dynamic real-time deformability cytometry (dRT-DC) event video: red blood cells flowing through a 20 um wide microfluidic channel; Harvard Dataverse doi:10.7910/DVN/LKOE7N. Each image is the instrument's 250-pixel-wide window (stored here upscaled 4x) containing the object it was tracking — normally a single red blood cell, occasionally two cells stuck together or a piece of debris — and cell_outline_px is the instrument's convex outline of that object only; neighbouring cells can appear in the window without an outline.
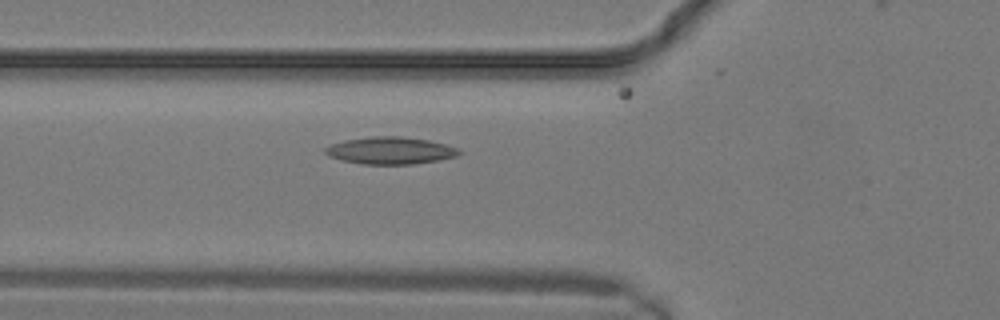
{"species": "common noctule bat (a hibernating species)", "species_latin": "Nyctalus noctula", "temperature_condition": "warm", "stored_images_in_passage": 9, "camera_frame_rate_fps": 3000, "um_per_image_px": 0.085, "animal": {"sex": "male", "body_mass_g": 19.2, "forearm_length_mm": 51.8}, "frame": {"image": 1, "passage_image": 3, "time_ms": 0.667, "image_size_px": [1000, 320], "cell_outline_px": [[460, 152], [456, 156], [436, 160], [412, 164], [360, 164], [340, 160], [328, 156], [324, 152], [324, 148], [332, 144], [344, 140], [372, 136], [400, 136], [428, 140], [460, 148]], "centroid_in_image_um": [33.13, 12.79], "position_along_channel_um": 92.7, "area_um2": 21.15}}
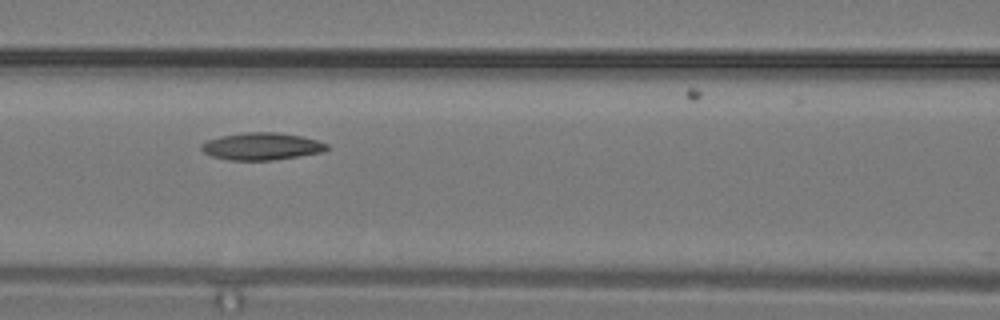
{"frame": {"image": 2, "passage_image": 5, "time_ms": 1.333, "image_size_px": [1000, 320], "cell_outline_px": [[328, 148], [324, 152], [272, 160], [228, 160], [212, 156], [204, 152], [200, 148], [200, 144], [208, 140], [220, 136], [248, 132], [276, 132], [300, 136], [316, 140], [328, 144]], "centroid_in_image_um": [22.23, 12.44], "position_along_channel_um": 144.4, "area_um2": 19.83}}
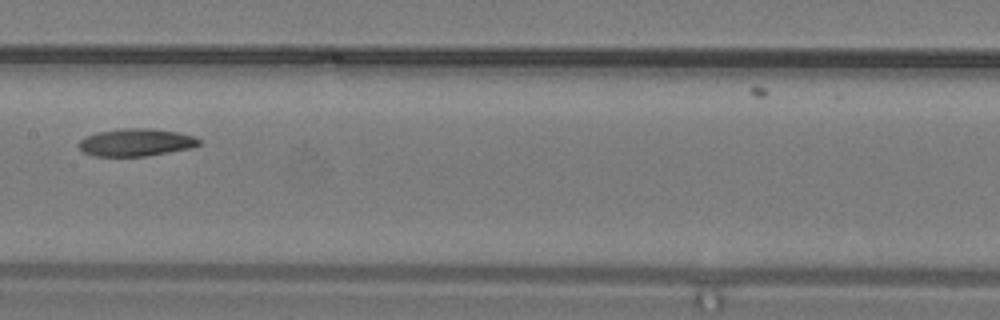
{"frame": {"image": 3, "passage_image": 7, "time_ms": 2.0, "image_size_px": [1000, 320], "cell_outline_px": [[200, 144], [192, 148], [148, 156], [92, 156], [84, 152], [76, 144], [84, 136], [100, 132], [124, 128], [148, 128], [176, 132], [196, 136], [200, 140]], "centroid_in_image_um": [11.56, 12.11], "position_along_channel_um": 195.8, "area_um2": 19.36}}